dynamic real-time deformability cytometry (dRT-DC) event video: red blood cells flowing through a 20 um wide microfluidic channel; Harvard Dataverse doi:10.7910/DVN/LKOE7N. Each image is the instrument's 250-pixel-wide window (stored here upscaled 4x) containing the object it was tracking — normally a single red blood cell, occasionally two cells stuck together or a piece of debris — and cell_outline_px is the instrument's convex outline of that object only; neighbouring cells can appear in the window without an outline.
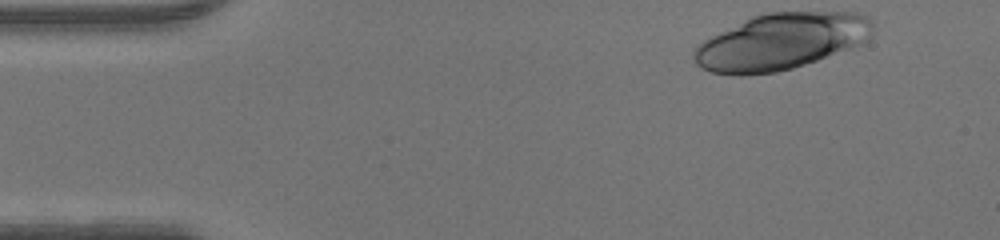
{"species": "human", "species_latin": "Homo sapiens", "temperature_condition": "warm", "stored_images_in_passage": 16, "camera_frame_rate_fps": 3000, "um_per_image_px": 0.085, "donor": {"sex": "male"}, "frame": {"image": 1, "passage_image": 1, "time_ms": 0.0, "image_size_px": [1000, 240], "cell_outline_px": [[872, 36], [864, 44], [792, 68], [776, 72], [748, 76], [740, 76], [708, 72], [700, 68], [696, 64], [692, 56], [692, 52], [704, 40], [752, 16], [768, 12], [860, 12], [868, 16], [872, 20]], "centroid_in_image_um": [66.41, 3.54], "position_along_channel_um": 18.6, "area_um2": 59.07}}